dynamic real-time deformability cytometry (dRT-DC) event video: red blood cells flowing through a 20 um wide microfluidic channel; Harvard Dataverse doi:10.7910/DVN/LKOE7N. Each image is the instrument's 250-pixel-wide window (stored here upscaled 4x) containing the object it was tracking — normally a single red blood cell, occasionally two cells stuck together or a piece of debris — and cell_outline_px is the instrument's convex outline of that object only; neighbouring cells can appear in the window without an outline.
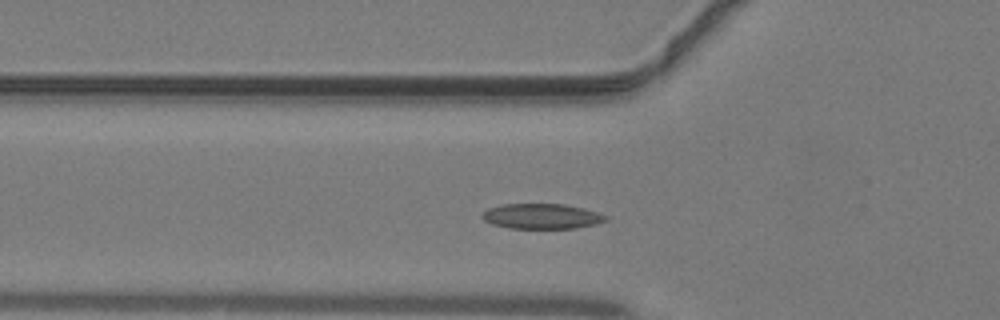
{"species": "common noctule bat (a hibernating species)", "species_latin": "Nyctalus noctula", "temperature_condition": "warm", "stored_images_in_passage": 38, "segment_of_instrument_passage": [1, 2], "camera_frame_rate_fps": 3000, "um_per_image_px": 0.085, "animal": {"sex": "male", "body_mass_g": 19.2, "forearm_length_mm": 51.8}, "frame": {"image": 1, "passage_image": 8, "time_ms": 2.333, "image_size_px": [1000, 320], "cell_outline_px": [[608, 220], [596, 224], [576, 228], [508, 228], [492, 224], [484, 220], [480, 216], [488, 208], [500, 204], [564, 204], [584, 208], [608, 216]], "centroid_in_image_um": [46.04, 18.38], "position_along_channel_um": 79.8, "area_um2": 18.21}}
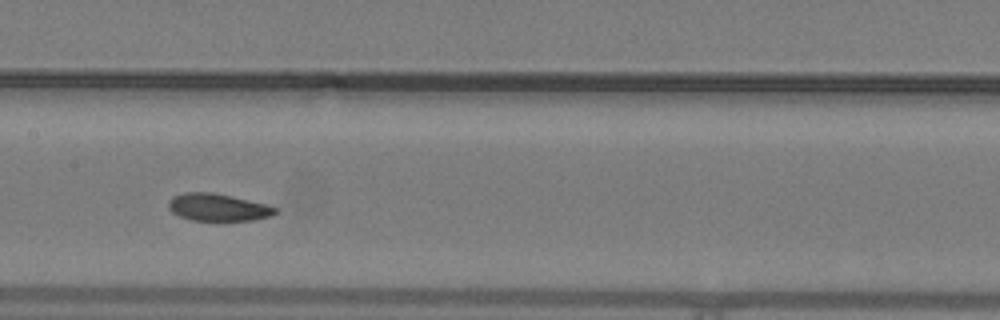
{"frame": {"image": 2, "passage_image": 15, "time_ms": 4.667, "image_size_px": [1000, 320], "cell_outline_px": [[280, 208], [272, 216], [252, 220], [224, 224], [192, 220], [180, 216], [172, 212], [168, 208], [168, 204], [172, 196], [184, 192], [212, 192], [264, 204]], "centroid_in_image_um": [18.53, 17.68], "position_along_channel_um": 188.9, "area_um2": 17.69}}
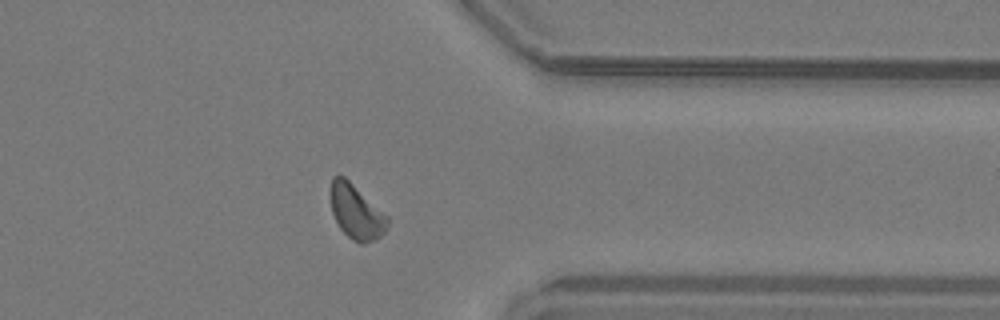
{"frame": {"image": 3, "passage_image": 28, "time_ms": 9.0, "image_size_px": [1000, 320], "cell_outline_px": [[388, 224], [384, 232], [376, 240], [364, 244], [360, 244], [352, 240], [340, 228], [332, 212], [328, 192], [332, 176], [344, 176], [388, 216]], "centroid_in_image_um": [30.24, 18.0], "position_along_channel_um": 381.2, "area_um2": 18.21}}